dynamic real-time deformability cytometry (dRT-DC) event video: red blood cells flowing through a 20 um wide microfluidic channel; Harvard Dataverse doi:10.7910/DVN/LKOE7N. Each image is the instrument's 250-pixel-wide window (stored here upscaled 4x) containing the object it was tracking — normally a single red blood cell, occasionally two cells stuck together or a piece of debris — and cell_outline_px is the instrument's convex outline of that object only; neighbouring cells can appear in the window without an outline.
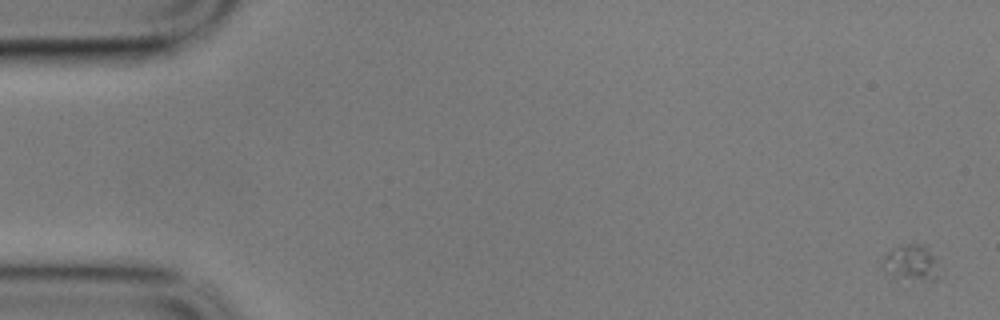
{"species": "common noctule bat (a hibernating species)", "species_latin": "Nyctalus noctula", "temperature_condition": "cold", "stored_images_in_passage": 15, "camera_frame_rate_fps": 3000, "um_per_image_px": 0.085, "animal": {"sex": "male", "body_mass_g": 17.9}, "frame": {"image": 1, "passage_image": 1, "time_ms": 0.0, "image_size_px": [1000, 320], "cell_outline_px": [[940, 276], [936, 280], [932, 280], [900, 276], [884, 272], [880, 268], [884, 256], [896, 244], [928, 244], [936, 256]], "centroid_in_image_um": [77.49, 22.26], "position_along_channel_um": 7.5, "area_um2": 12.08}}
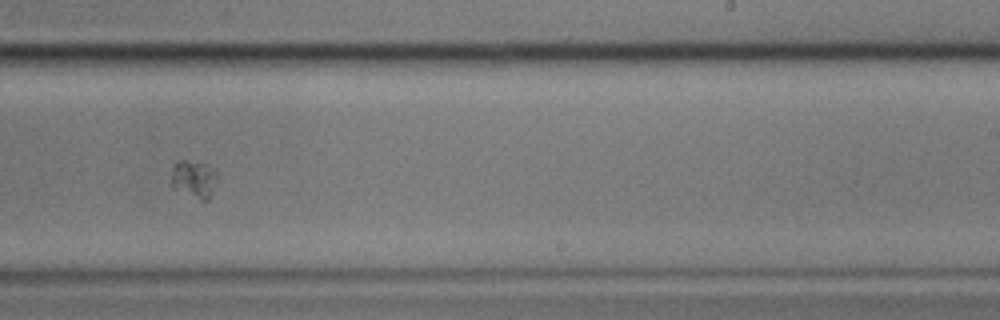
{"frame": {"image": 2, "passage_image": 10, "time_ms": 3.0, "image_size_px": [1000, 320], "cell_outline_px": [[220, 176], [208, 200], [204, 200], [172, 188], [172, 164], [176, 160], [188, 160], [208, 164], [216, 168]], "centroid_in_image_um": [16.53, 15.16], "position_along_channel_um": 272.5, "area_um2": 10.4}}
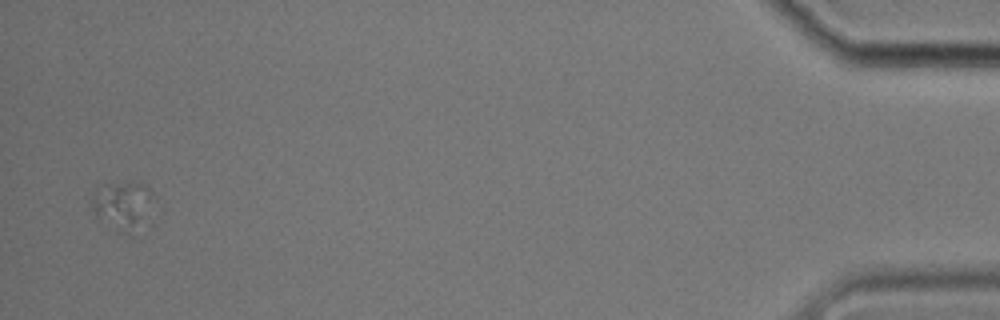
{"frame": {"image": 3, "passage_image": 15, "time_ms": 4.667, "image_size_px": [1000, 320], "cell_outline_px": [[152, 196], [140, 224], [132, 236], [112, 228], [92, 208], [88, 196], [88, 192], [104, 184], [136, 180], [140, 180], [152, 192]], "centroid_in_image_um": [10.33, 17.36], "position_along_channel_um": 424.9, "area_um2": 17.22}}